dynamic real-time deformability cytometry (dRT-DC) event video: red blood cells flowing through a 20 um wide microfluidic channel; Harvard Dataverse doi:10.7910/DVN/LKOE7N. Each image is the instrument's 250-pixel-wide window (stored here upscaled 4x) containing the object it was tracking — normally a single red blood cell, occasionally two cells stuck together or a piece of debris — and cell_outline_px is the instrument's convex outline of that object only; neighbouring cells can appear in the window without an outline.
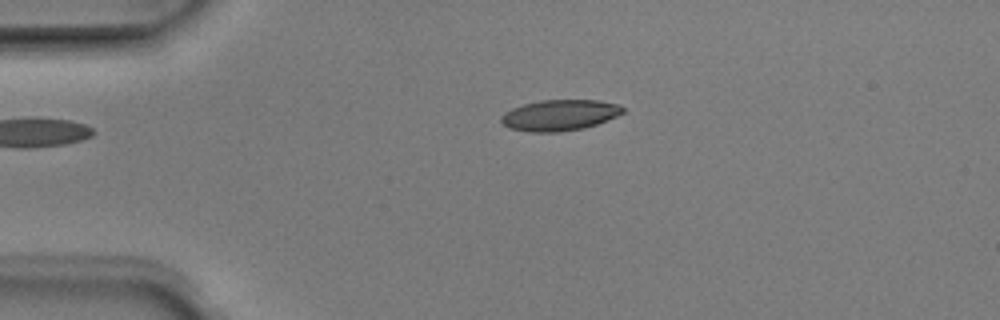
{"species": "Egyptian fruit bat (a non-hibernating species)", "species_latin": "Rousettus aegyptiacus", "temperature_condition": "room temperature", "stored_images_in_passage": 4, "camera_frame_rate_fps": 3000, "um_per_image_px": 0.085, "animal": {"sex": "male"}, "frame": {"image": 1, "passage_image": 3, "time_ms": 0.667, "image_size_px": [1000, 320], "cell_outline_px": [[624, 112], [616, 116], [596, 124], [584, 128], [560, 132], [528, 132], [508, 128], [500, 120], [500, 116], [504, 112], [512, 108], [524, 104], [540, 100], [596, 100], [620, 104], [624, 108]], "centroid_in_image_um": [47.54, 9.79], "position_along_channel_um": 37.5, "area_um2": 22.02}}